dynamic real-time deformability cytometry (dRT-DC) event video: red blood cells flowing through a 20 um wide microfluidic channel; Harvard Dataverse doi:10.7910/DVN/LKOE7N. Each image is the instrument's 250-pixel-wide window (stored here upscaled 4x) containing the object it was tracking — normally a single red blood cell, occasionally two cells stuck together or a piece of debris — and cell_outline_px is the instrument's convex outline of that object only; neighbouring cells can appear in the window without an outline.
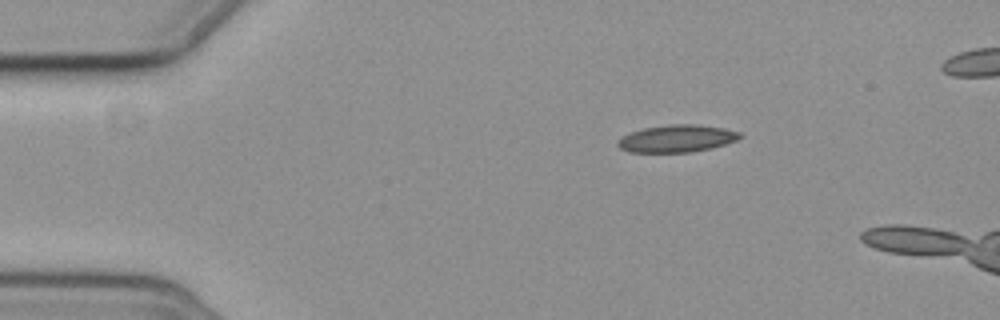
{"species": "common noctule bat (a hibernating species)", "species_latin": "Nyctalus noctula", "temperature_condition": "cold", "stored_images_in_passage": 3, "camera_frame_rate_fps": 3000, "um_per_image_px": 0.085, "animal": {"sex": "female", "body_mass_g": 19.3, "forearm_length_mm": 54.1}, "frame": {"image": 1, "passage_image": 1, "time_ms": 0.0, "image_size_px": [1000, 320], "cell_outline_px": [[744, 136], [736, 140], [712, 148], [692, 152], [628, 152], [620, 148], [616, 144], [616, 140], [620, 136], [644, 128], [668, 124], [696, 124], [724, 128], [740, 132]], "centroid_in_image_um": [57.51, 11.77], "position_along_channel_um": 27.5, "area_um2": 19.59}}